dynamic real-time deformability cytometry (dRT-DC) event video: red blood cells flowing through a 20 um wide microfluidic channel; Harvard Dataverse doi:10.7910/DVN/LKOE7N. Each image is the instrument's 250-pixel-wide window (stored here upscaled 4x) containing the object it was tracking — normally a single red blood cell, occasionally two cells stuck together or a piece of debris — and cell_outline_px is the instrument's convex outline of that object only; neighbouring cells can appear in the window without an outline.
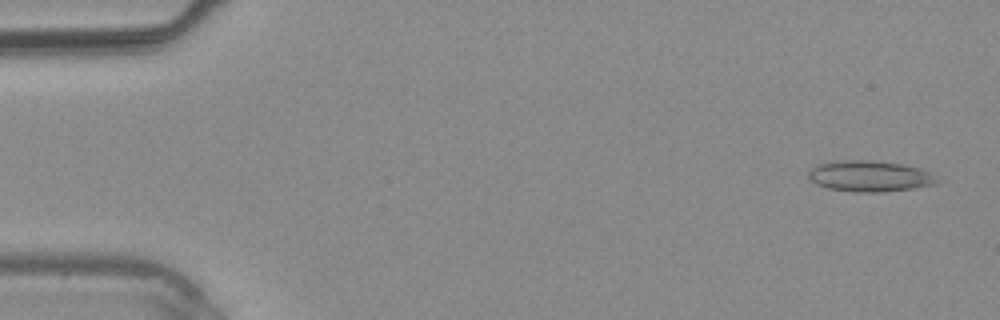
{"species": "common noctule bat (a hibernating species)", "species_latin": "Nyctalus noctula", "temperature_condition": "warm", "stored_images_in_passage": 7, "camera_frame_rate_fps": 3000, "um_per_image_px": 0.085, "animal": {"sex": "male", "body_mass_g": 20.4}, "frame": {"image": 1, "passage_image": 2, "time_ms": 0.333, "image_size_px": [1000, 320], "cell_outline_px": [[940, 180], [936, 184], [916, 188], [880, 192], [856, 192], [828, 188], [816, 184], [808, 176], [808, 172], [816, 164], [832, 160], [872, 160], [904, 164], [920, 168], [928, 172]], "centroid_in_image_um": [73.92, 14.96], "position_along_channel_um": 11.1, "area_um2": 23.41}}